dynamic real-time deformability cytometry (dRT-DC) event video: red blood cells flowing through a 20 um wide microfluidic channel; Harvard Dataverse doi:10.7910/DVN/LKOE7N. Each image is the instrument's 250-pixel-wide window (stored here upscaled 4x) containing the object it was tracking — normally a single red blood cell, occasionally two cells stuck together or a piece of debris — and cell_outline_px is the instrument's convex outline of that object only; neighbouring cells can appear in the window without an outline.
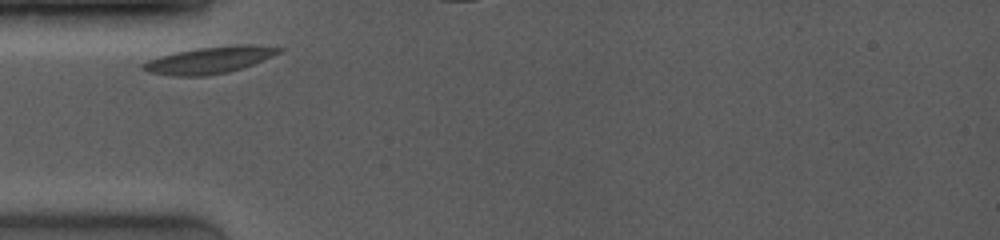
{"species": "common noctule bat (a hibernating species)", "species_latin": "Nyctalus noctula", "temperature_condition": "room temperature", "stored_images_in_passage": 8, "camera_frame_rate_fps": 4000, "um_per_image_px": 0.085, "animal": {"sex": "female", "body_mass_g": 19.0, "forearm_length_mm": 53.3}, "frame": {"image": 1, "passage_image": 1, "time_ms": 0.0, "image_size_px": [1000, 240], "cell_outline_px": [[284, 48], [280, 52], [272, 56], [252, 64], [228, 72], [204, 76], [172, 76], [148, 72], [140, 68], [140, 64], [148, 60], [160, 56], [176, 52], [196, 48], [240, 44], [252, 44]], "centroid_in_image_um": [17.76, 5.1], "position_along_channel_um": 67.2, "area_um2": 21.15}}